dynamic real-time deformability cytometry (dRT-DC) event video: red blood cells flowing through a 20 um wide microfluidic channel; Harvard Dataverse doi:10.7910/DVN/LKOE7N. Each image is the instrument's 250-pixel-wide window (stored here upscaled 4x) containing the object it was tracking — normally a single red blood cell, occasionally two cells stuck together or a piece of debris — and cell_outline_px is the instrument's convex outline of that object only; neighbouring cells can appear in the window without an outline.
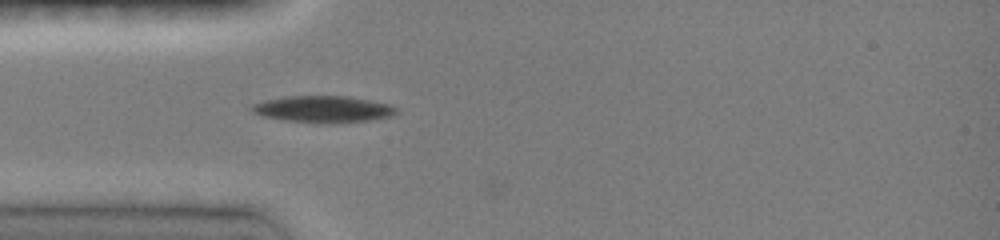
{"species": "common noctule bat (a hibernating species)", "species_latin": "Nyctalus noctula", "temperature_condition": "room temperature", "stored_images_in_passage": 10, "camera_frame_rate_fps": 3000, "um_per_image_px": 0.085, "animal": {"sex": "female", "body_mass_g": 19.0, "forearm_length_mm": 51.5}, "frame": {"image": 1, "passage_image": 1, "time_ms": 0.0, "image_size_px": [1000, 240], "cell_outline_px": [[400, 112], [392, 116], [368, 120], [332, 124], [328, 124], [284, 120], [264, 116], [252, 112], [248, 108], [252, 104], [264, 100], [288, 96], [348, 96], [392, 104]], "centroid_in_image_um": [27.49, 9.28], "position_along_channel_um": 57.5, "area_um2": 22.72}}
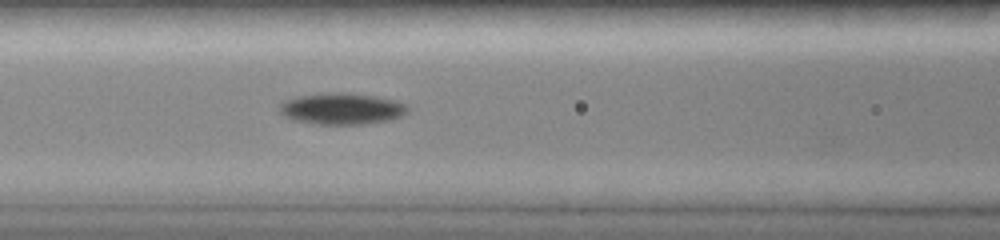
{"frame": {"image": 2, "passage_image": 7, "time_ms": 2.0, "image_size_px": [1000, 240], "cell_outline_px": [[408, 112], [392, 120], [364, 124], [312, 124], [292, 120], [284, 116], [280, 112], [280, 104], [284, 100], [296, 96], [336, 92], [344, 92], [376, 96], [396, 100], [408, 104]], "centroid_in_image_um": [29.06, 9.24], "position_along_channel_um": 137.5, "area_um2": 23.76}}